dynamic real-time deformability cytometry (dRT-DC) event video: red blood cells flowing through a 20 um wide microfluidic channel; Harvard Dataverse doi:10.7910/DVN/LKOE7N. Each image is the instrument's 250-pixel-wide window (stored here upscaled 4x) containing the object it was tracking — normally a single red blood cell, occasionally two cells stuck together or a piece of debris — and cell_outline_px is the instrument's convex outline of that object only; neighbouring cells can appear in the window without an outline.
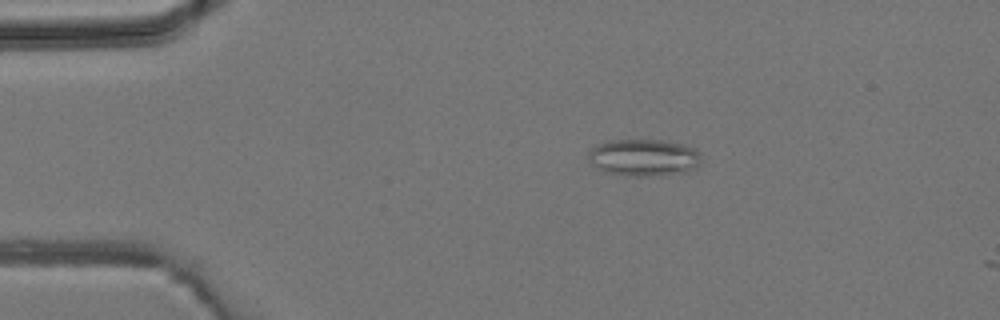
{"species": "common noctule bat (a hibernating species)", "species_latin": "Nyctalus noctula", "temperature_condition": "room temperature", "stored_images_in_passage": 5, "camera_frame_rate_fps": 3000, "um_per_image_px": 0.085, "animal": {"sex": "male", "body_mass_g": 19.2, "forearm_length_mm": 51.8}, "frame": {"image": 1, "passage_image": 5, "time_ms": 4.667, "image_size_px": [1000, 320], "cell_outline_px": [[700, 164], [696, 168], [684, 172], [648, 176], [632, 176], [604, 172], [596, 168], [588, 160], [588, 152], [592, 148], [600, 144], [612, 140], [660, 140], [684, 144], [696, 148], [700, 156]], "centroid_in_image_um": [54.72, 13.39], "position_along_channel_um": 30.3, "area_um2": 24.33}}